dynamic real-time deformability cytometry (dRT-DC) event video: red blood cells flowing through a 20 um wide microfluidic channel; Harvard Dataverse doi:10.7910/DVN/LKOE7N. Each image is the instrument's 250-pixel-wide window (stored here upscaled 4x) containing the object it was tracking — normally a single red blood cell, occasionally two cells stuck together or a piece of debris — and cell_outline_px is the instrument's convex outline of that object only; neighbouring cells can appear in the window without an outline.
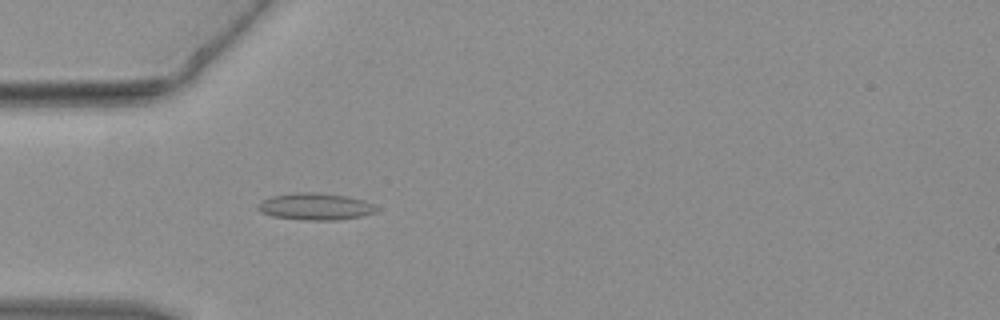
{"species": "common noctule bat (a hibernating species)", "species_latin": "Nyctalus noctula", "temperature_condition": "warm", "stored_images_in_passage": 35, "camera_frame_rate_fps": 3000, "um_per_image_px": 0.085, "animal": {"sex": "female", "body_mass_g": 19.3, "forearm_length_mm": 54.1}, "frame": {"image": 1, "passage_image": 4, "time_ms": 1.0, "image_size_px": [1000, 320], "cell_outline_px": [[380, 208], [376, 212], [360, 216], [336, 220], [304, 220], [272, 216], [260, 212], [256, 208], [264, 200], [272, 196], [296, 192], [320, 192], [348, 196], [364, 200]], "centroid_in_image_um": [26.83, 17.55], "position_along_channel_um": 58.2, "area_um2": 18.61}}
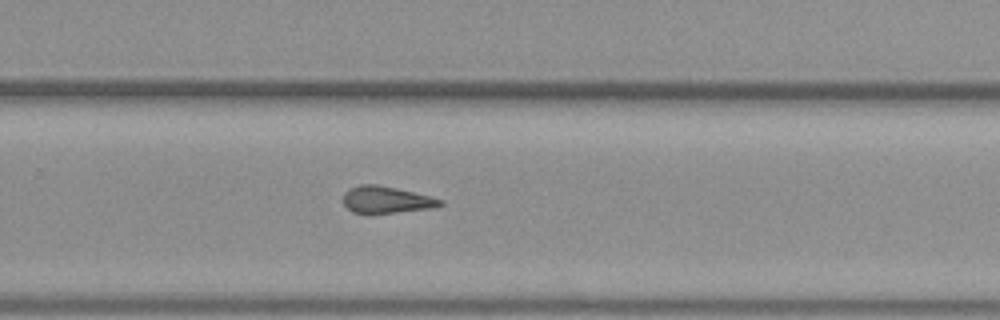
{"frame": {"image": 2, "passage_image": 20, "time_ms": 6.333, "image_size_px": [1000, 320], "cell_outline_px": [[444, 204], [436, 208], [372, 216], [368, 216], [352, 212], [344, 204], [344, 192], [348, 188], [360, 184], [376, 184], [396, 188], [444, 200]], "centroid_in_image_um": [32.82, 17.03], "position_along_channel_um": 297.0, "area_um2": 15.9}}
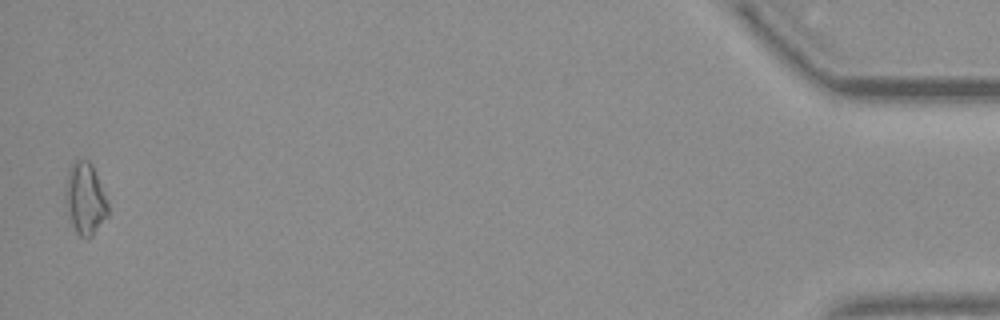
{"frame": {"image": 3, "passage_image": 35, "time_ms": 11.333, "image_size_px": [1000, 320], "cell_outline_px": [[108, 216], [92, 236], [88, 240], [80, 236], [76, 232], [68, 216], [64, 200], [64, 192], [68, 168], [76, 160], [88, 160], [92, 164], [108, 200]], "centroid_in_image_um": [7.23, 16.9], "position_along_channel_um": 428.0, "area_um2": 18.21}}